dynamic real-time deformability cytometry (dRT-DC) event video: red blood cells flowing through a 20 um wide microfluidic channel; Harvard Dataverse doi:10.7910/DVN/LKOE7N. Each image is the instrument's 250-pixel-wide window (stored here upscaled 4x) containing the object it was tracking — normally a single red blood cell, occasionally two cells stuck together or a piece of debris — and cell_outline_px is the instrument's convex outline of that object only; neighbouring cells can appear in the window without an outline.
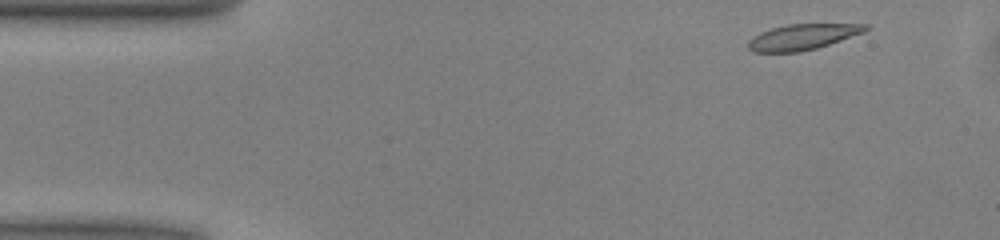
{"species": "common noctule bat (a hibernating species)", "species_latin": "Nyctalus noctula", "temperature_condition": "warm", "stored_images_in_passage": 37, "camera_frame_rate_fps": 3000, "um_per_image_px": 0.085, "animal": {"sex": "male", "body_mass_g": 13.0, "forearm_length_mm": 53.1}, "frame": {"image": 1, "passage_image": 1, "time_ms": 0.0, "image_size_px": [1000, 240], "cell_outline_px": [[868, 28], [864, 32], [816, 48], [800, 52], [752, 52], [748, 48], [748, 40], [752, 36], [760, 32], [772, 28], [788, 24], [868, 24]], "centroid_in_image_um": [68.16, 3.14], "position_along_channel_um": 16.8, "area_um2": 17.46}}
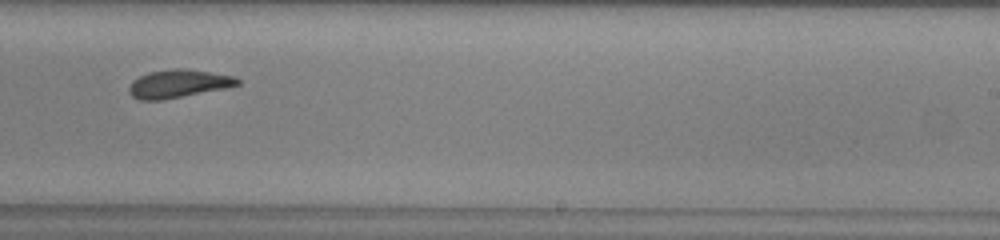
{"frame": {"image": 2, "passage_image": 27, "time_ms": 8.667, "image_size_px": [1000, 240], "cell_outline_px": [[240, 84], [224, 88], [160, 100], [140, 100], [132, 96], [128, 92], [128, 88], [132, 80], [148, 72], [176, 68], [180, 68], [236, 76], [240, 80]], "centroid_in_image_um": [15.12, 7.11], "position_along_channel_um": 273.9, "area_um2": 17.51}}
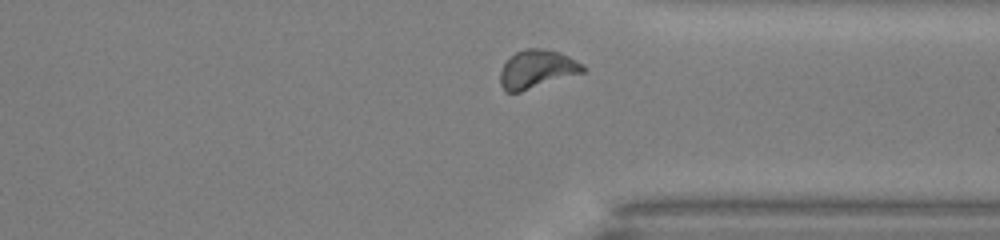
{"frame": {"image": 3, "passage_image": 34, "time_ms": 11.0, "image_size_px": [1000, 240], "cell_outline_px": [[588, 68], [584, 72], [520, 92], [504, 92], [500, 84], [500, 72], [504, 64], [516, 52], [524, 48], [544, 48], [568, 56], [584, 64]], "centroid_in_image_um": [45.65, 5.88], "position_along_channel_um": 365.8, "area_um2": 18.44}, "authors_computed_cell_mechanics": {"area_um2": 18.0914, "velocity_mm_per_s": 4.003, "shape_relaxation_time_tau1_ms": 7.4051, "shape_relaxation_time_tau2_ms": 2.5699, "deformation_change_tau1": 0.1743, "deformation_change_tau2": 0.0767}}